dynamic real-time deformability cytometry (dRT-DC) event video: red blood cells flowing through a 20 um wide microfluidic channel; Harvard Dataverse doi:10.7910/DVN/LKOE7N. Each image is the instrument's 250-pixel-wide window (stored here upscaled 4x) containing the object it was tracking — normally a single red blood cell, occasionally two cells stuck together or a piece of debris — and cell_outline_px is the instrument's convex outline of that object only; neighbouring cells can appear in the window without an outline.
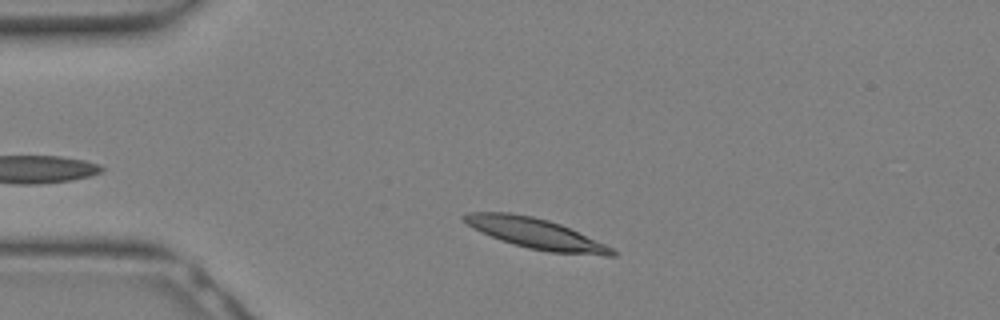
{"species": "Egyptian fruit bat (a non-hibernating species)", "species_latin": "Rousettus aegyptiacus", "temperature_condition": "warm", "stored_images_in_passage": 11, "camera_frame_rate_fps": 3000, "um_per_image_px": 0.085, "animal": {"sex": "female"}, "frame": {"image": 1, "passage_image": 3, "time_ms": 0.667, "image_size_px": [1000, 320], "cell_outline_px": [[616, 256], [604, 256], [548, 252], [528, 248], [500, 240], [472, 228], [460, 216], [468, 212], [512, 212], [532, 216], [548, 220], [560, 224], [604, 244], [612, 248], [616, 252]], "centroid_in_image_um": [45.52, 19.85], "position_along_channel_um": 39.5, "area_um2": 26.07}}
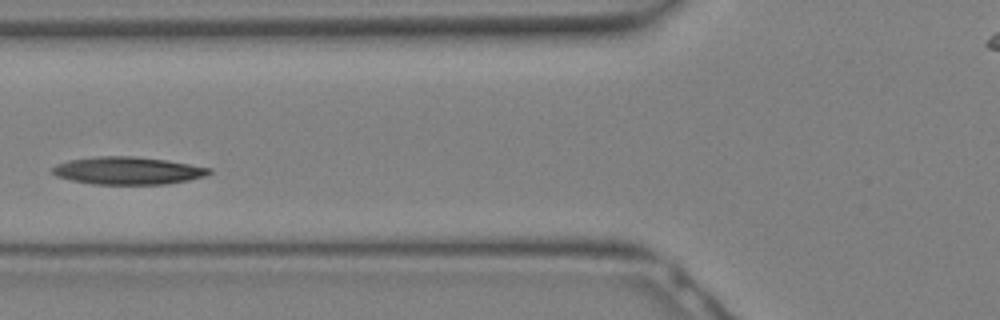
{"frame": {"image": 2, "passage_image": 8, "time_ms": 2.333, "image_size_px": [1000, 320], "cell_outline_px": [[212, 172], [204, 176], [188, 180], [164, 184], [92, 184], [72, 180], [56, 176], [52, 172], [52, 168], [56, 164], [72, 160], [96, 156], [136, 156], [164, 160], [212, 168]], "centroid_in_image_um": [10.86, 14.5], "position_along_channel_um": 114.9, "area_um2": 24.97}}
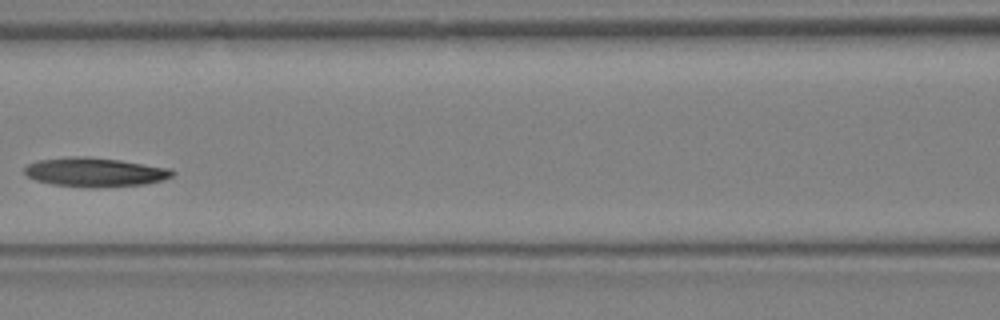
{"frame": {"image": 3, "passage_image": 10, "time_ms": 3.0, "image_size_px": [1000, 320], "cell_outline_px": [[176, 172], [172, 176], [164, 180], [144, 184], [96, 188], [92, 188], [52, 184], [36, 180], [28, 176], [24, 172], [24, 168], [28, 164], [36, 160], [68, 156], [88, 156], [120, 160], [172, 168]], "centroid_in_image_um": [8.09, 14.62], "position_along_channel_um": 158.5, "area_um2": 25.37}}